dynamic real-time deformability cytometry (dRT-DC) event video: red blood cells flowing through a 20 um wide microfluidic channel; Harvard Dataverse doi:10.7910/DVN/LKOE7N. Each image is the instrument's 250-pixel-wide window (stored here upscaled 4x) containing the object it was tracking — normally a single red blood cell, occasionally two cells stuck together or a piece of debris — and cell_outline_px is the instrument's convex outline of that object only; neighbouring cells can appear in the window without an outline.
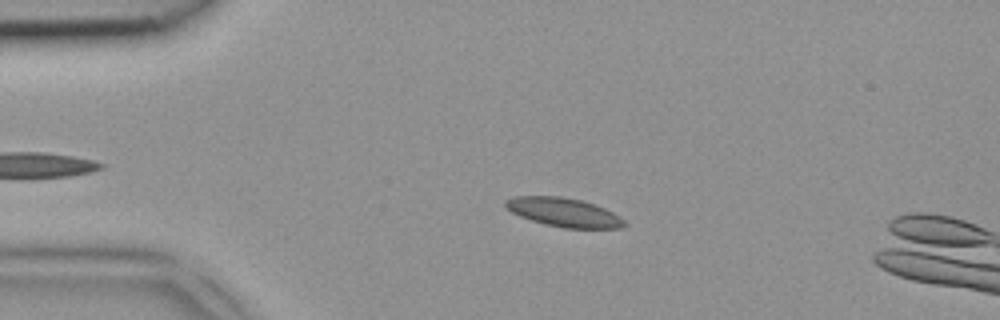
{"species": "common noctule bat (a hibernating species)", "species_latin": "Nyctalus noctula", "temperature_condition": "room temperature", "stored_images_in_passage": 4, "camera_frame_rate_fps": 3000, "um_per_image_px": 0.085, "animal": {"sex": "female", "body_mass_g": 18.4}, "frame": {"image": 1, "passage_image": 2, "time_ms": 0.333, "image_size_px": [1000, 320], "cell_outline_px": [[628, 224], [620, 228], [564, 228], [544, 224], [520, 216], [504, 208], [504, 200], [512, 196], [560, 196], [580, 200], [604, 208], [620, 216]], "centroid_in_image_um": [47.89, 18.04], "position_along_channel_um": 37.1, "area_um2": 20.0}}